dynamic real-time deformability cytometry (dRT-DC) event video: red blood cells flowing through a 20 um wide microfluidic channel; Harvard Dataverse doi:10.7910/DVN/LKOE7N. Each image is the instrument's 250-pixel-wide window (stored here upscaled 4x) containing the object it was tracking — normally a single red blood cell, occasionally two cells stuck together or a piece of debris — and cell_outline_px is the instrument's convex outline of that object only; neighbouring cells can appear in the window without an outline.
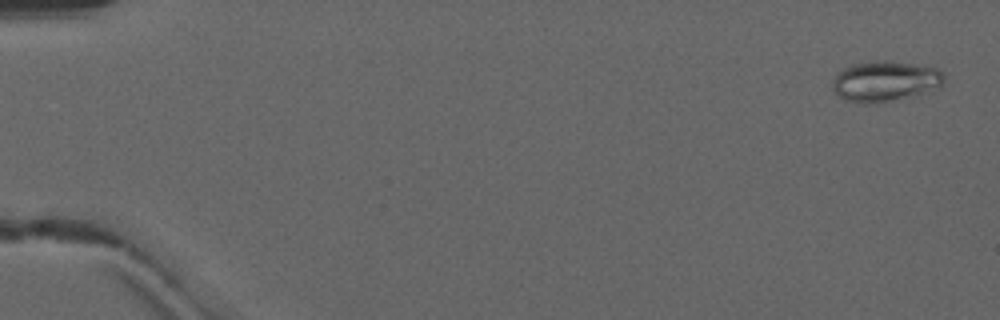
{"species": "common noctule bat (a hibernating species)", "species_latin": "Nyctalus noctula", "temperature_condition": "warm", "stored_images_in_passage": 50, "camera_frame_rate_fps": 3000, "um_per_image_px": 0.085, "animal": {"sex": "male", "forearm_length_mm": 52.5}, "frame": {"image": 1, "passage_image": 2, "time_ms": 0.333, "image_size_px": [1000, 320], "cell_outline_px": [[944, 84], [940, 88], [876, 104], [864, 104], [844, 100], [832, 88], [832, 80], [844, 68], [852, 64], [876, 60], [884, 60], [912, 64], [936, 68], [944, 72]], "centroid_in_image_um": [75.23, 6.91], "position_along_channel_um": 9.8, "area_um2": 26.3}}
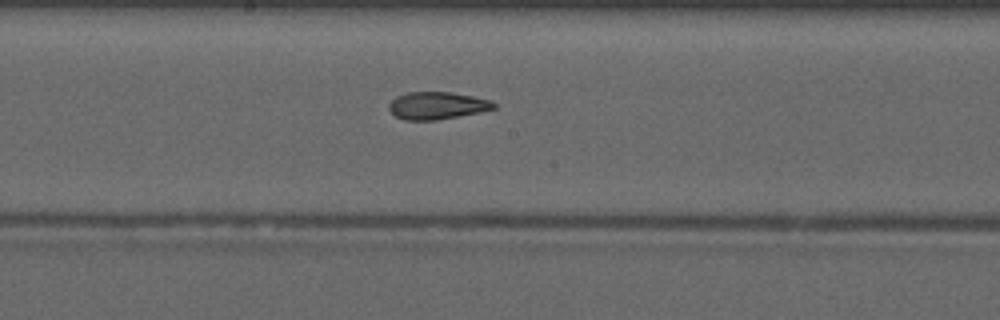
{"frame": {"image": 2, "passage_image": 28, "time_ms": 9.0, "image_size_px": [1000, 320], "cell_outline_px": [[496, 108], [480, 112], [436, 120], [404, 120], [396, 116], [388, 108], [388, 104], [396, 96], [408, 92], [452, 92], [492, 100], [496, 104]], "centroid_in_image_um": [37.16, 8.97], "position_along_channel_um": 211.0, "area_um2": 16.76}}
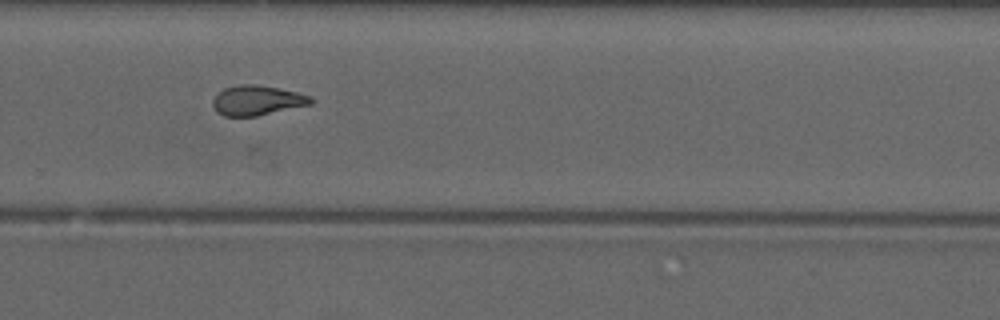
{"frame": {"image": 3, "passage_image": 35, "time_ms": 11.333, "image_size_px": [1000, 320], "cell_outline_px": [[316, 100], [312, 104], [256, 116], [224, 116], [216, 112], [212, 104], [212, 100], [224, 88], [240, 84], [256, 84], [296, 92], [312, 96]], "centroid_in_image_um": [21.87, 8.53], "position_along_channel_um": 307.9, "area_um2": 17.05}, "authors_computed_cell_mechanics": {"area_um2": 17.9758, "velocity_mm_per_s": 4.1705, "shape_relaxation_time_tau1_ms": null, "shape_relaxation_time_tau2_ms": 2.1162, "deformation_change_tau1": null, "deformation_change_tau2": 0.0972}}